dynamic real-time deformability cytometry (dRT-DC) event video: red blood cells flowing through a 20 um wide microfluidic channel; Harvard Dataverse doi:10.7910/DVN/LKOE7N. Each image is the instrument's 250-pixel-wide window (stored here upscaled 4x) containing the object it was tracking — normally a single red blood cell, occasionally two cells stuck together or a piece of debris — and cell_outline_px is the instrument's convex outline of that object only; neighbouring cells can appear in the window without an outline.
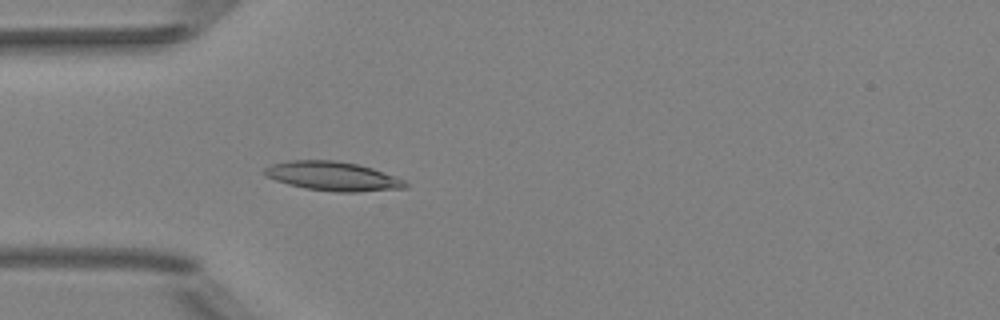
{"species": "Egyptian fruit bat (a non-hibernating species)", "species_latin": "Rousettus aegyptiacus", "temperature_condition": "room temperature", "stored_images_in_passage": 51, "camera_frame_rate_fps": 3000, "um_per_image_px": 0.085, "animal": {"sex": "female"}, "frame": {"image": 1, "passage_image": 15, "time_ms": 4.667, "image_size_px": [1000, 320], "cell_outline_px": [[408, 188], [356, 192], [336, 192], [304, 188], [288, 184], [264, 176], [264, 168], [272, 164], [292, 160], [336, 160], [356, 164], [372, 168], [396, 176], [404, 180], [408, 184]], "centroid_in_image_um": [28.3, 14.98], "position_along_channel_um": 56.7, "area_um2": 23.93}}
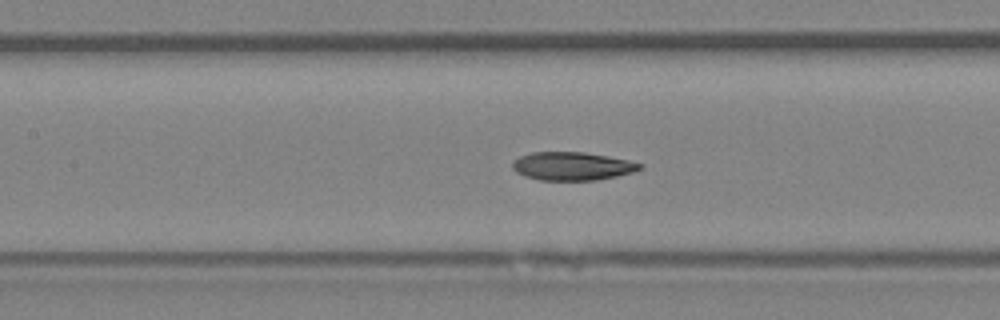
{"frame": {"image": 2, "passage_image": 23, "time_ms": 7.333, "image_size_px": [1000, 320], "cell_outline_px": [[644, 168], [632, 172], [616, 176], [596, 180], [540, 180], [524, 176], [516, 172], [512, 168], [512, 160], [520, 156], [532, 152], [584, 152], [608, 156], [628, 160], [644, 164]], "centroid_in_image_um": [48.63, 14.12], "position_along_channel_um": 158.8, "area_um2": 21.1}}
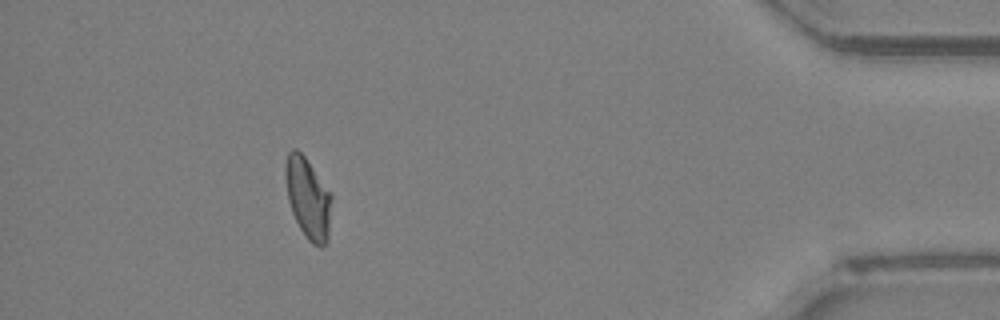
{"frame": {"image": 3, "passage_image": 46, "time_ms": 15.0, "image_size_px": [1000, 320], "cell_outline_px": [[332, 196], [328, 240], [320, 248], [312, 244], [308, 240], [300, 228], [292, 212], [288, 200], [284, 176], [284, 168], [288, 152], [292, 148], [296, 148], [304, 156]], "centroid_in_image_um": [26.16, 16.85], "position_along_channel_um": 409.0, "area_um2": 21.62}, "authors_computed_cell_mechanics": {"area_um2": 21.6172, "velocity_mm_per_s": 3.9949, "shape_relaxation_time_tau1_ms": 6.5158, "shape_relaxation_time_tau2_ms": 6.747, "deformation_change_tau1": 0.156, "deformation_change_tau2": 0.116}}